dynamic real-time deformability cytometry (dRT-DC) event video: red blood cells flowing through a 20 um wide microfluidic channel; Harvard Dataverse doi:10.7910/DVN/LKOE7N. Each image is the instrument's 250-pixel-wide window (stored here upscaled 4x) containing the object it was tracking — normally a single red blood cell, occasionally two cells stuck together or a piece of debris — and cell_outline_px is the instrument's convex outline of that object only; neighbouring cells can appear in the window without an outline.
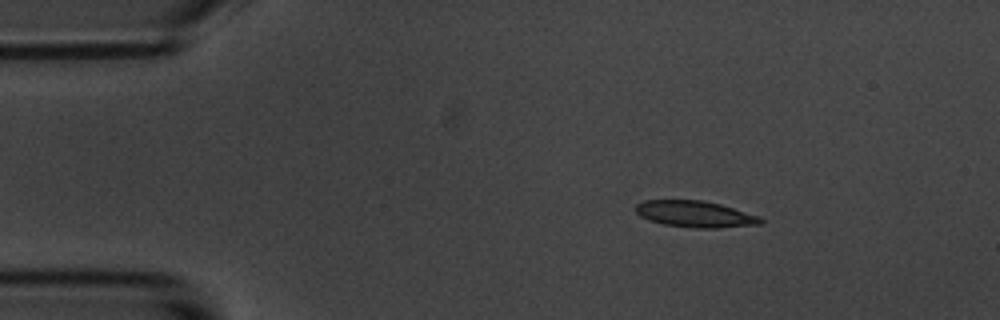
{"species": "common noctule bat (a hibernating species)", "species_latin": "Nyctalus noctula", "temperature_condition": "room temperature", "stored_images_in_passage": 48, "camera_frame_rate_fps": 3000, "um_per_image_px": 0.085, "animal": {"sex": "male", "body_mass_g": 20.1, "forearm_length_mm": 53.5}, "frame": {"image": 1, "passage_image": 1, "time_ms": 0.0, "image_size_px": [1000, 320], "cell_outline_px": [[764, 224], [720, 228], [692, 228], [664, 224], [648, 220], [640, 216], [636, 212], [636, 204], [644, 200], [704, 200], [720, 204], [760, 216], [764, 220]], "centroid_in_image_um": [59.12, 18.2], "position_along_channel_um": 25.9, "area_um2": 19.42}}
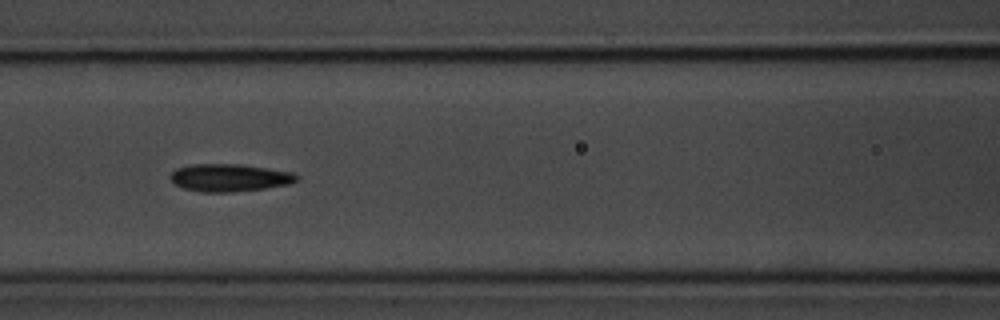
{"frame": {"image": 2, "passage_image": 16, "time_ms": 5.0, "image_size_px": [1000, 320], "cell_outline_px": [[300, 176], [296, 180], [288, 184], [264, 188], [232, 192], [200, 192], [184, 188], [176, 184], [168, 176], [176, 168], [192, 164], [240, 164], [268, 168], [292, 172]], "centroid_in_image_um": [19.49, 15.1], "position_along_channel_um": 147.1, "area_um2": 20.23}}
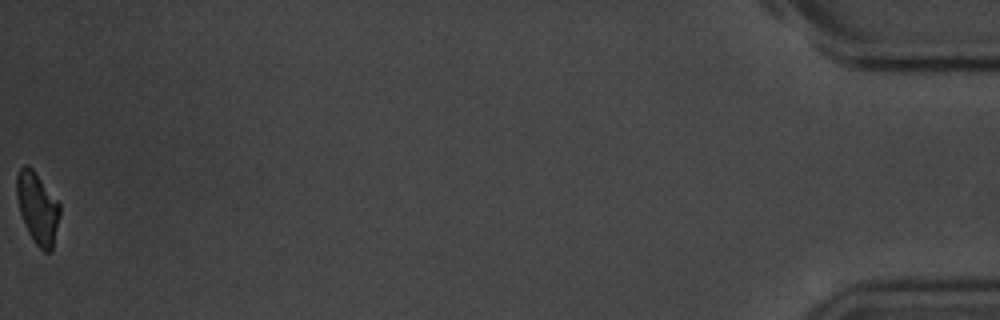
{"frame": {"image": 3, "passage_image": 48, "time_ms": 15.667, "image_size_px": [1000, 320], "cell_outline_px": [[60, 216], [52, 252], [44, 252], [32, 240], [28, 232], [20, 212], [16, 196], [16, 176], [20, 168], [24, 164], [28, 164], [32, 168], [60, 204]], "centroid_in_image_um": [3.19, 17.69], "position_along_channel_um": 432.0, "area_um2": 18.03}, "authors_computed_cell_mechanics": {"area_um2": 19.4208, "velocity_mm_per_s": 3.612, "shape_relaxation_time_tau1_ms": 2.5682, "shape_relaxation_time_tau2_ms": 3.1453, "deformation_change_tau1": 0.0942, "deformation_change_tau2": 0.1}}